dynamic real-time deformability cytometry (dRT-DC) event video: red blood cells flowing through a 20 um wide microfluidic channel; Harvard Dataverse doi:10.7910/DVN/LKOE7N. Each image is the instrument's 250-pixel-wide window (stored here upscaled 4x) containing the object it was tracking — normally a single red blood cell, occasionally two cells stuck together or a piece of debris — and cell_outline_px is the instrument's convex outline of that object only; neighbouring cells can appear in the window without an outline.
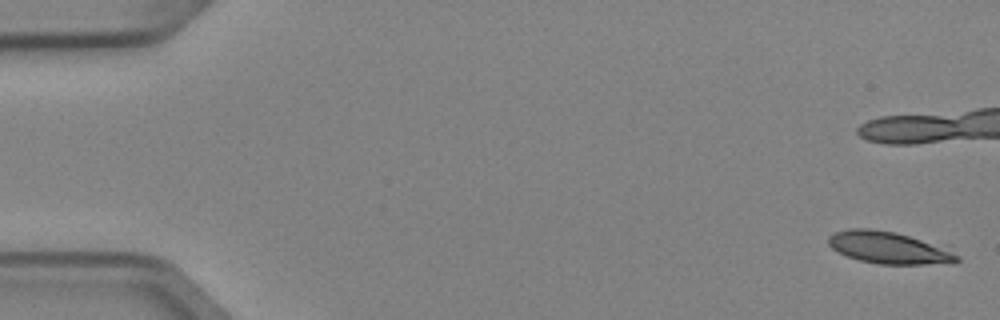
{"species": "Egyptian fruit bat (a non-hibernating species)", "species_latin": "Rousettus aegyptiacus", "temperature_condition": "cold", "stored_images_in_passage": 5, "camera_frame_rate_fps": 3000, "um_per_image_px": 0.085, "animal": {"sex": "female"}, "frame": {"image": 1, "passage_image": 1, "time_ms": 0.0, "image_size_px": [1000, 320], "cell_outline_px": [[960, 260], [924, 264], [880, 264], [860, 260], [848, 256], [832, 248], [828, 244], [828, 236], [836, 232], [848, 228], [872, 228], [896, 232], [952, 244], [960, 256]], "centroid_in_image_um": [75.72, 21.01], "position_along_channel_um": 9.3, "area_um2": 24.91}}